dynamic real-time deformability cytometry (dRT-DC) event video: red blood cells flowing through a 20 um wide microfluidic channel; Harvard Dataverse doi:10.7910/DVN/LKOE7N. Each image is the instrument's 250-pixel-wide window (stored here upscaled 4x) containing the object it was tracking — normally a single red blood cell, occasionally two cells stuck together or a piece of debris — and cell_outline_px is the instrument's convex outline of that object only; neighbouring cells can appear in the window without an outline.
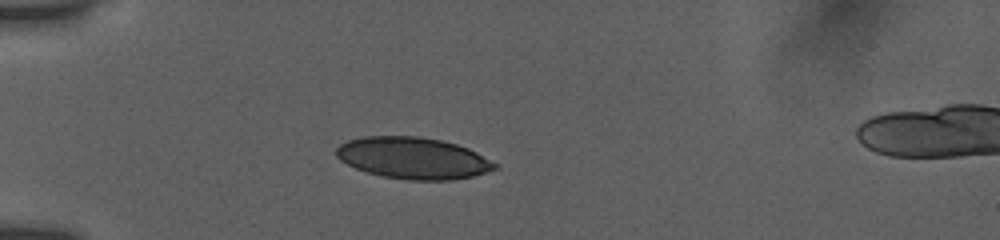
{"species": "human", "species_latin": "Homo sapiens", "temperature_condition": "room temperature", "stored_images_in_passage": 4, "camera_frame_rate_fps": 3000, "um_per_image_px": 0.085, "donor": {"sex": "female"}, "frame": {"image": 1, "passage_image": 1, "time_ms": 0.0, "image_size_px": [1000, 240], "cell_outline_px": [[500, 168], [472, 176], [452, 180], [408, 180], [380, 176], [356, 168], [340, 160], [336, 156], [336, 148], [340, 144], [348, 140], [364, 136], [420, 136], [440, 140], [456, 144], [468, 148], [500, 164]], "centroid_in_image_um": [35.14, 13.44], "position_along_channel_um": 49.9, "area_um2": 38.61}}
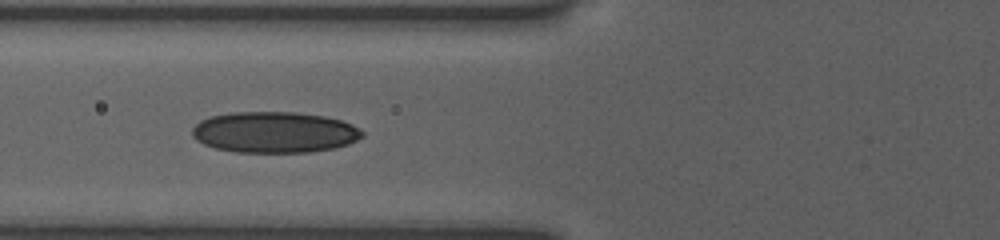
{"frame": {"image": 2, "passage_image": 3, "time_ms": 2.0, "image_size_px": [1000, 240], "cell_outline_px": [[364, 136], [348, 144], [336, 148], [308, 152], [236, 152], [216, 148], [204, 144], [196, 140], [192, 136], [192, 128], [200, 120], [212, 116], [232, 112], [292, 112], [324, 116], [340, 120], [352, 124], [360, 128], [364, 132]], "centroid_in_image_um": [23.34, 11.24], "position_along_channel_um": 102.5, "area_um2": 40.75}}